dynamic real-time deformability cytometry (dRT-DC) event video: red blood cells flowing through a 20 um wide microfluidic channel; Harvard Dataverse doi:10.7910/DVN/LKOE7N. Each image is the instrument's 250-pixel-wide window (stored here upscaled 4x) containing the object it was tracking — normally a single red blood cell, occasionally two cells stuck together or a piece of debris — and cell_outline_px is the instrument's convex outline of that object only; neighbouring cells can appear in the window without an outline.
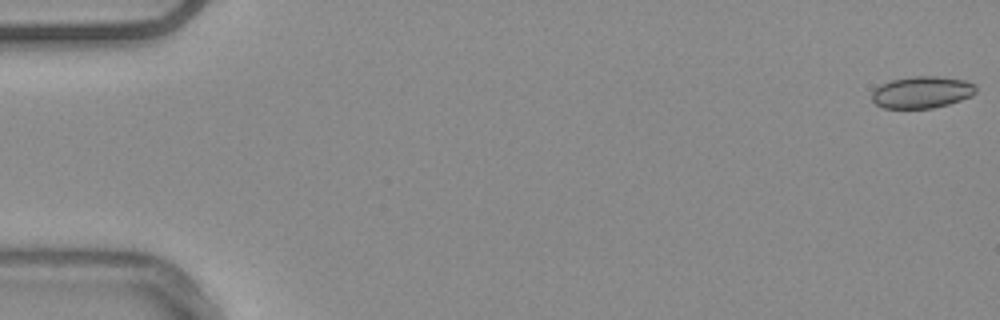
{"species": "common noctule bat (a hibernating species)", "species_latin": "Nyctalus noctula", "temperature_condition": "warm", "stored_images_in_passage": 55, "camera_frame_rate_fps": 3000, "um_per_image_px": 0.085, "animal": {"sex": "male", "body_mass_g": 20.4}, "frame": {"image": 1, "passage_image": 1, "time_ms": 0.0, "image_size_px": [1000, 320], "cell_outline_px": [[976, 92], [972, 96], [948, 104], [932, 108], [884, 108], [876, 104], [872, 100], [872, 92], [880, 84], [892, 80], [912, 76], [936, 76], [964, 80], [976, 84]], "centroid_in_image_um": [78.37, 7.83], "position_along_channel_um": 6.6, "area_um2": 19.31}}
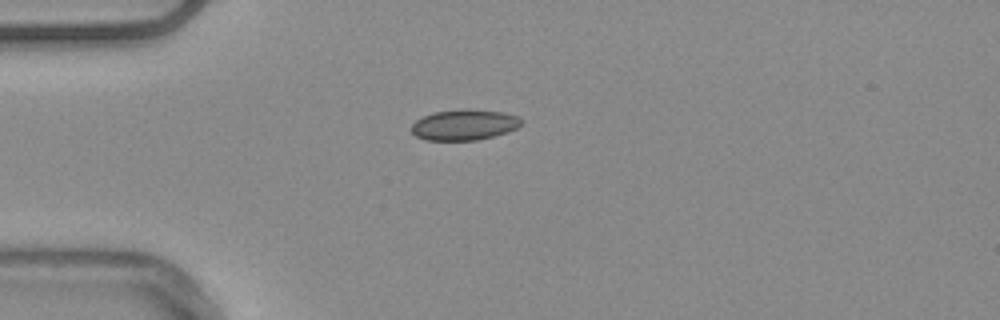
{"frame": {"image": 2, "passage_image": 15, "time_ms": 4.667, "image_size_px": [1000, 320], "cell_outline_px": [[524, 120], [516, 128], [508, 132], [476, 140], [424, 140], [416, 136], [412, 132], [412, 124], [416, 120], [432, 112], [460, 108], [468, 108], [504, 112], [520, 116]], "centroid_in_image_um": [39.48, 10.58], "position_along_channel_um": 45.5, "area_um2": 19.94}}
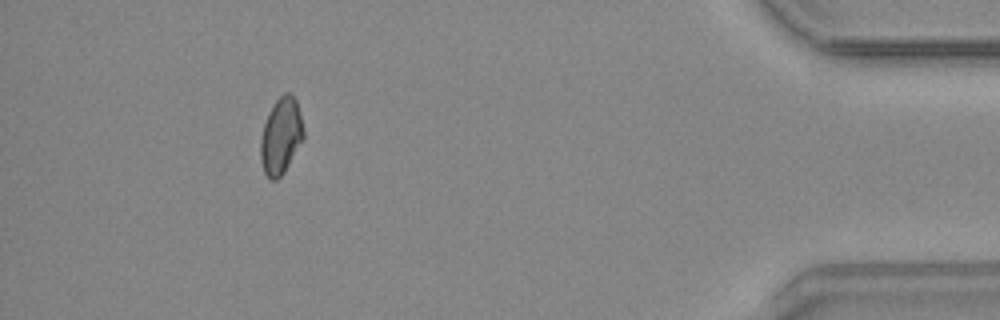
{"frame": {"image": 3, "passage_image": 50, "time_ms": 16.333, "image_size_px": [1000, 320], "cell_outline_px": [[304, 140], [284, 172], [276, 180], [272, 180], [264, 172], [260, 160], [260, 140], [264, 124], [268, 112], [276, 100], [284, 92], [292, 92], [296, 100], [300, 112], [304, 132]], "centroid_in_image_um": [23.89, 11.54], "position_along_channel_um": 411.3, "area_um2": 19.31}, "authors_computed_cell_mechanics": {"area_um2": 19.074, "velocity_mm_per_s": 3.7838, "shape_relaxation_time_tau1_ms": null, "shape_relaxation_time_tau2_ms": 2.0372, "deformation_change_tau1": null, "deformation_change_tau2": 0.05}}